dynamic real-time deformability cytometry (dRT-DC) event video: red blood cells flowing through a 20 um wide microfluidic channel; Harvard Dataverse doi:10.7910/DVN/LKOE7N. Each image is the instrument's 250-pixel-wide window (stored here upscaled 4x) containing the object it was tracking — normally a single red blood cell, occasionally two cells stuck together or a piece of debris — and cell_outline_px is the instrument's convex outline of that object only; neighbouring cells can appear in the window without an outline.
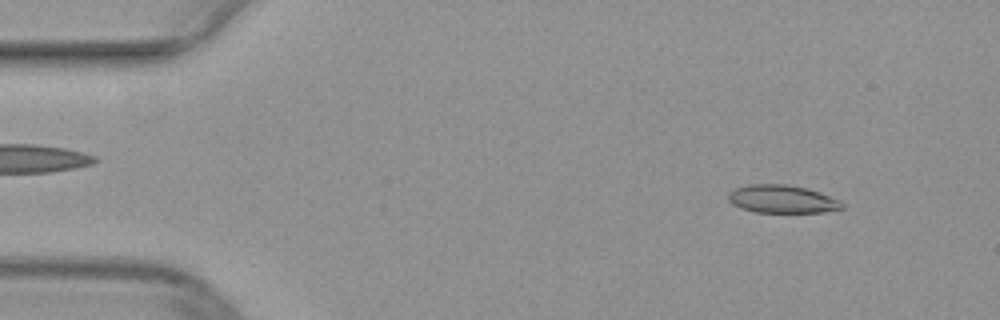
{"species": "common noctule bat (a hibernating species)", "species_latin": "Nyctalus noctula", "temperature_condition": "warm", "stored_images_in_passage": 50, "camera_frame_rate_fps": 3000, "um_per_image_px": 0.085, "animal": {"sex": "female", "body_mass_g": 29.2, "forearm_length_mm": 56.3}, "frame": {"image": 1, "passage_image": 5, "time_ms": 1.333, "image_size_px": [1000, 320], "cell_outline_px": [[844, 208], [824, 212], [756, 212], [740, 208], [732, 204], [728, 200], [728, 192], [736, 188], [748, 184], [788, 184], [808, 188], [820, 192], [840, 200], [844, 204]], "centroid_in_image_um": [66.49, 16.91], "position_along_channel_um": 18.5, "area_um2": 18.73}}
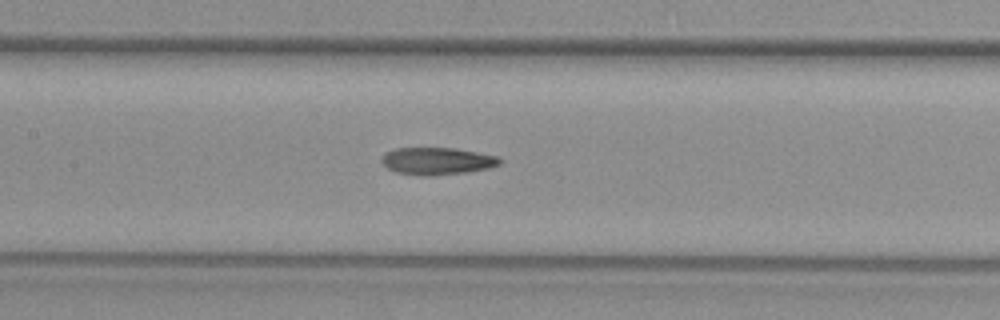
{"frame": {"image": 2, "passage_image": 23, "time_ms": 7.333, "image_size_px": [1000, 320], "cell_outline_px": [[504, 160], [500, 164], [488, 168], [468, 172], [428, 176], [420, 176], [396, 172], [388, 168], [380, 160], [388, 152], [396, 148], [452, 148], [500, 156]], "centroid_in_image_um": [37.2, 13.69], "position_along_channel_um": 170.2, "area_um2": 18.73}}
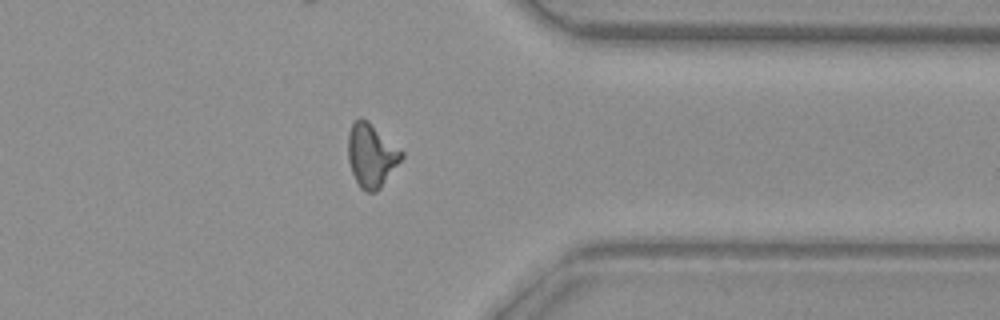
{"frame": {"image": 3, "passage_image": 39, "time_ms": 12.667, "image_size_px": [1000, 320], "cell_outline_px": [[404, 156], [380, 188], [376, 192], [364, 192], [360, 188], [352, 172], [348, 160], [348, 132], [352, 124], [360, 116], [368, 120], [400, 148], [404, 152]], "centroid_in_image_um": [31.56, 13.19], "position_along_channel_um": 379.8, "area_um2": 19.88}}